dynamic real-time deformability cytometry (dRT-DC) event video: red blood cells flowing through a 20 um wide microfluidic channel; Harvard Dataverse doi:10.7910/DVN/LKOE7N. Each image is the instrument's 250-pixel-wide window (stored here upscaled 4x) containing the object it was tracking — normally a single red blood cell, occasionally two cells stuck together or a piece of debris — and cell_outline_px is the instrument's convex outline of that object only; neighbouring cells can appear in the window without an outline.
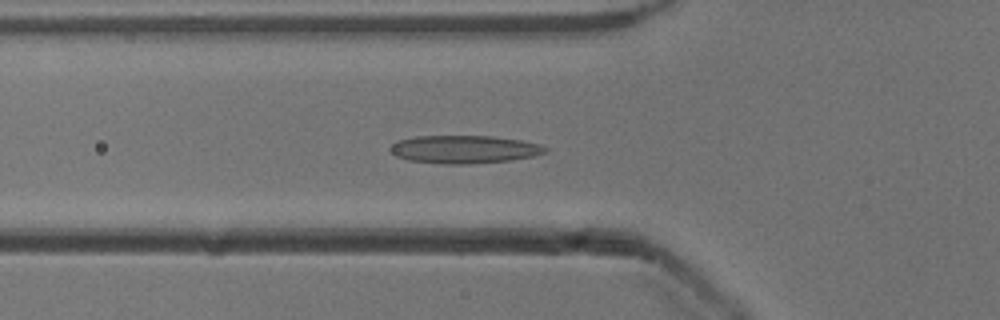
{"species": "common noctule bat (a hibernating species)", "species_latin": "Nyctalus noctula", "temperature_condition": "cold", "stored_images_in_passage": 35, "camera_frame_rate_fps": 3000, "um_per_image_px": 0.085, "animal": {"sex": "male", "body_mass_g": 13.3}, "frame": {"image": 1, "passage_image": 10, "time_ms": 3.0, "image_size_px": [1000, 320], "cell_outline_px": [[548, 152], [536, 156], [508, 160], [472, 164], [444, 164], [408, 160], [396, 156], [388, 148], [396, 140], [416, 136], [492, 136], [520, 140], [540, 144], [548, 148]], "centroid_in_image_um": [39.46, 12.69], "position_along_channel_um": 86.3, "area_um2": 25.43}}
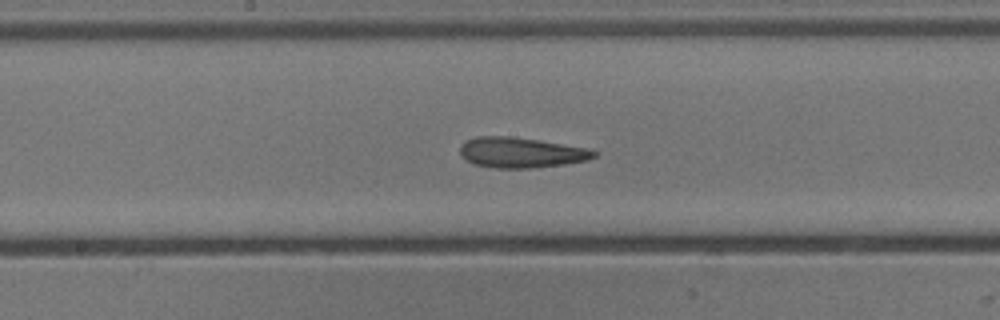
{"frame": {"image": 2, "passage_image": 19, "time_ms": 6.0, "image_size_px": [1000, 320], "cell_outline_px": [[596, 156], [588, 160], [564, 164], [528, 168], [496, 168], [472, 164], [460, 156], [460, 144], [476, 136], [508, 136], [536, 140], [584, 148], [596, 152]], "centroid_in_image_um": [44.2, 12.97], "position_along_channel_um": 204.0, "area_um2": 23.41}}
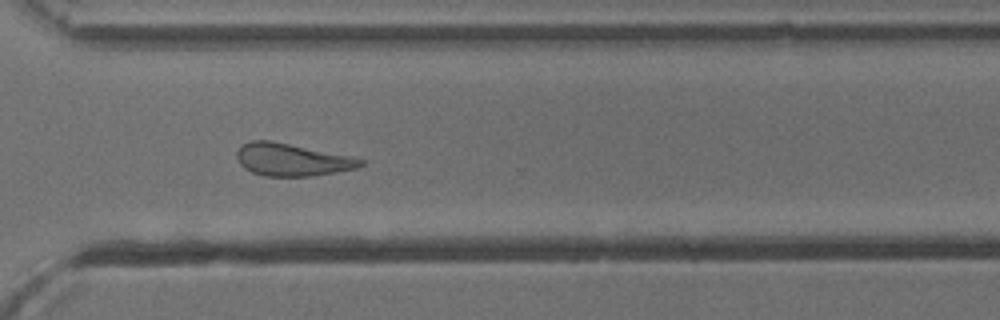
{"frame": {"image": 3, "passage_image": 30, "time_ms": 9.667, "image_size_px": [1000, 320], "cell_outline_px": [[364, 164], [356, 168], [336, 172], [312, 176], [264, 176], [252, 172], [244, 168], [240, 164], [236, 156], [236, 152], [244, 144], [252, 140], [272, 140], [348, 156], [364, 160]], "centroid_in_image_um": [24.78, 13.58], "position_along_channel_um": 345.8, "area_um2": 23.18}, "authors_computed_cell_mechanics": {"area_um2": 23.698, "velocity_mm_per_s": 3.8923, "shape_relaxation_time_tau1_ms": null, "shape_relaxation_time_tau2_ms": 3.1306, "deformation_change_tau1": null, "deformation_change_tau2": 0.1305}}